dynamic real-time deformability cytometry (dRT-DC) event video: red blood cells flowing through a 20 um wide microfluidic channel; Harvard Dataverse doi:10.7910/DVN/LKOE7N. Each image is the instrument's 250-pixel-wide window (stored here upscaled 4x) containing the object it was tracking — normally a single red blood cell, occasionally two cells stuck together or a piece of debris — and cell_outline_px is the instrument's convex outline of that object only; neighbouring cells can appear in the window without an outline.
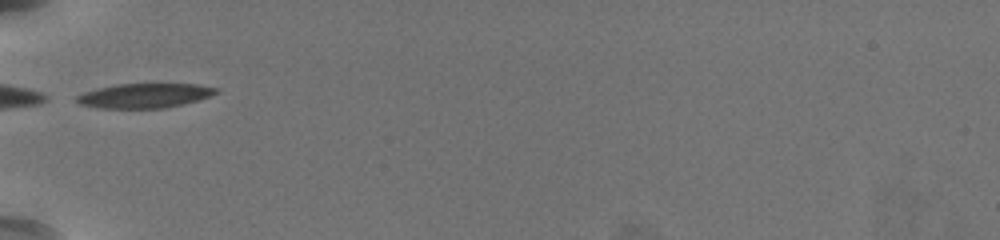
{"species": "common noctule bat (a hibernating species)", "species_latin": "Nyctalus noctula", "temperature_condition": "warm", "stored_images_in_passage": 32, "camera_frame_rate_fps": 3000, "um_per_image_px": 0.085, "animal": {"sex": "female", "body_mass_g": 19.5, "forearm_length_mm": 54.1}, "frame": {"image": 1, "passage_image": 1, "time_ms": 0.0, "image_size_px": [1000, 240], "cell_outline_px": [[220, 92], [212, 96], [164, 108], [96, 108], [80, 104], [76, 100], [76, 96], [84, 92], [116, 84], [196, 84], [220, 88]], "centroid_in_image_um": [12.32, 8.12], "position_along_channel_um": 72.7, "area_um2": 19.83}}
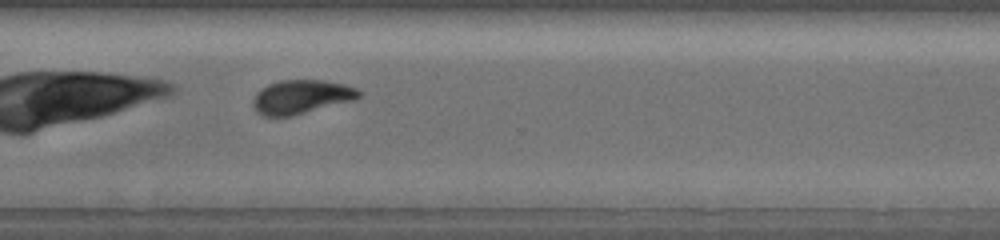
{"frame": {"image": 2, "passage_image": 23, "time_ms": 7.333, "image_size_px": [1000, 240], "cell_outline_px": [[364, 92], [356, 100], [292, 116], [264, 116], [256, 112], [252, 104], [252, 100], [256, 92], [260, 88], [268, 84], [280, 80], [324, 80], [344, 84], [356, 88]], "centroid_in_image_um": [25.62, 8.23], "position_along_channel_um": 345.0, "area_um2": 21.27}, "authors_computed_cell_mechanics": {"area_um2": 21.3282, "velocity_mm_per_s": 3.7567, "shape_relaxation_time_tau1_ms": 4.061, "shape_relaxation_time_tau2_ms": 1.6544, "deformation_change_tau1": 0.1488, "deformation_change_tau2": 0.0748}}